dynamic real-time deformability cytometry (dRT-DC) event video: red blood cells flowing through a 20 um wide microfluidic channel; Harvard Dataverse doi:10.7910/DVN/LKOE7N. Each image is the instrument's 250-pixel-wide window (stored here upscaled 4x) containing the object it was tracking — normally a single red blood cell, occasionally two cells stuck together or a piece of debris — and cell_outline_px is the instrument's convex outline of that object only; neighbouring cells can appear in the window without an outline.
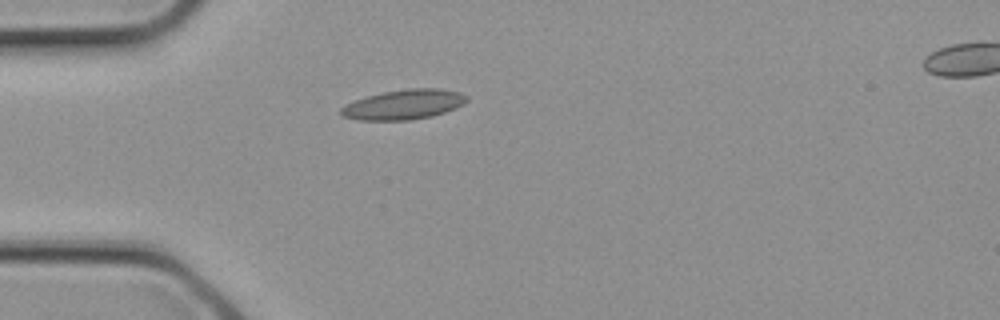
{"species": "common noctule bat (a hibernating species)", "species_latin": "Nyctalus noctula", "temperature_condition": "cold", "stored_images_in_passage": 2, "segment_of_instrument_passage": [1, 2], "camera_frame_rate_fps": 3000, "um_per_image_px": 0.085, "animal": {"sex": "female", "body_mass_g": 21.9}, "frame": {"image": 1, "passage_image": 1, "time_ms": 0.0, "image_size_px": [1000, 320], "cell_outline_px": [[468, 100], [464, 104], [456, 108], [432, 116], [412, 120], [360, 120], [340, 116], [340, 108], [344, 104], [368, 96], [384, 92], [408, 88], [440, 88], [460, 92], [468, 96]], "centroid_in_image_um": [34.33, 8.88], "position_along_channel_um": 50.7, "area_um2": 22.02}}